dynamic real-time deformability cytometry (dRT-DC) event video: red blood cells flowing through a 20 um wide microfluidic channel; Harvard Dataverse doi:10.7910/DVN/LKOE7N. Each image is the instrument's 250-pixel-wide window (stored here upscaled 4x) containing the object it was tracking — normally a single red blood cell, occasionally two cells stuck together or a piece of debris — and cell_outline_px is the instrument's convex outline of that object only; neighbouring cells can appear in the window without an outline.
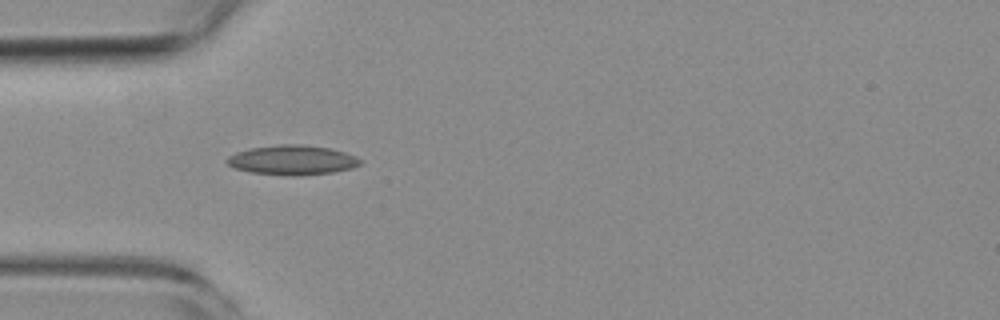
{"species": "common noctule bat (a hibernating species)", "species_latin": "Nyctalus noctula", "temperature_condition": "room temperature", "stored_images_in_passage": 5, "camera_frame_rate_fps": 3000, "um_per_image_px": 0.085, "animal": {"sex": "female", "body_mass_g": 19.3, "forearm_length_mm": 54.1}, "frame": {"image": 1, "passage_image": 5, "time_ms": 4.667, "image_size_px": [1000, 320], "cell_outline_px": [[360, 164], [352, 168], [332, 172], [292, 176], [252, 172], [236, 168], [228, 164], [224, 160], [228, 156], [236, 152], [252, 148], [280, 144], [300, 144], [332, 148], [356, 156], [360, 160]], "centroid_in_image_um": [24.84, 13.59], "position_along_channel_um": 60.2, "area_um2": 22.83}}